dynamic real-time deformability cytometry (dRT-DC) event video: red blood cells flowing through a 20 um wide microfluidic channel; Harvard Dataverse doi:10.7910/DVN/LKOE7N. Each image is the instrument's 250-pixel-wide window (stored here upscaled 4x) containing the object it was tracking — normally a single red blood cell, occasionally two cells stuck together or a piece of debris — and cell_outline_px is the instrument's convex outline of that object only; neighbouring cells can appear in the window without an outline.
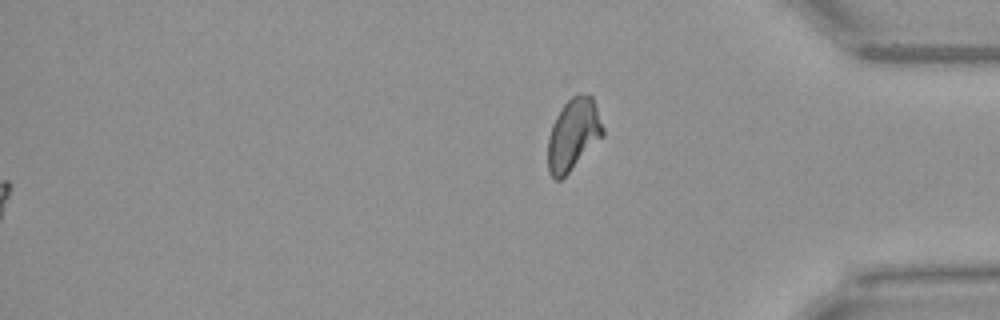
{"species": "Egyptian fruit bat (a non-hibernating species)", "species_latin": "Rousettus aegyptiacus", "temperature_condition": "warm", "stored_images_in_passage": 52, "segment_of_instrument_passage": [2, 2], "camera_frame_rate_fps": 3000, "um_per_image_px": 0.085, "animal": {"sex": "female"}, "frame": {"image": 1, "passage_image": 52, "time_ms": 17.0, "image_size_px": [1000, 320], "cell_outline_px": [[604, 136], [560, 180], [556, 180], [548, 172], [548, 136], [552, 124], [556, 116], [564, 104], [572, 96], [588, 92], [592, 96], [604, 128]], "centroid_in_image_um": [48.73, 11.41], "position_along_channel_um": 386.5, "area_um2": 22.95}}